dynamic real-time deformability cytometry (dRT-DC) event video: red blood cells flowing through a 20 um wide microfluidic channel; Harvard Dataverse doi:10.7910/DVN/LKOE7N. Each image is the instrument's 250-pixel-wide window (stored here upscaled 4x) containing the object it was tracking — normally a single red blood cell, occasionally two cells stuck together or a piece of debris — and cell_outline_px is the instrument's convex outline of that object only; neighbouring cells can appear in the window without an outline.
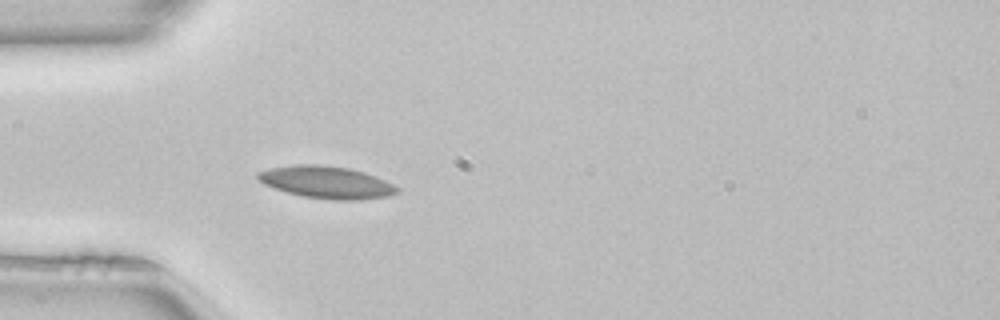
{"species": "common noctule bat (a hibernating species)", "species_latin": "Nyctalus noctula", "temperature_condition": "room temperature", "stored_images_in_passage": 37, "camera_frame_rate_fps": 3000, "um_per_image_px": 0.085, "animal": {"sex": "female", "body_mass_g": 22.7, "forearm_length_mm": 54.2}, "frame": {"image": 1, "passage_image": 1, "time_ms": 0.0, "image_size_px": [1000, 320], "cell_outline_px": [[400, 192], [388, 196], [360, 200], [336, 200], [304, 196], [288, 192], [264, 184], [256, 176], [256, 172], [272, 168], [296, 164], [320, 164], [348, 168], [364, 172], [376, 176], [400, 188]], "centroid_in_image_um": [27.79, 15.49], "position_along_channel_um": 57.2, "area_um2": 26.01}}
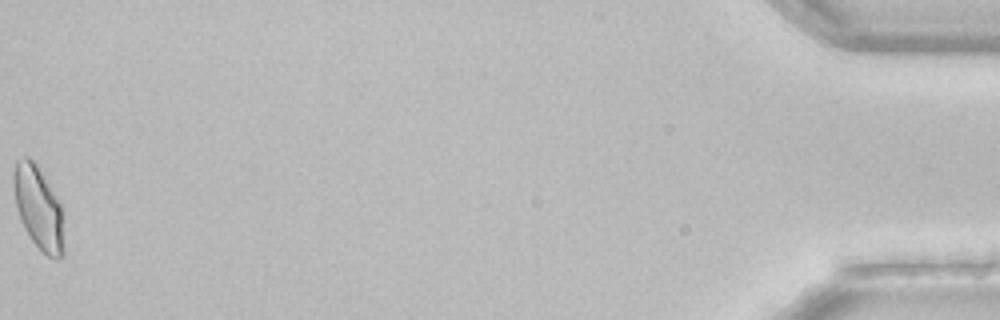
{"frame": {"image": 2, "passage_image": 37, "time_ms": 12.0, "image_size_px": [1000, 320], "cell_outline_px": [[64, 252], [56, 260], [48, 256], [32, 240], [24, 228], [20, 220], [16, 208], [12, 184], [12, 172], [16, 160], [24, 156], [28, 156], [40, 168], [60, 204], [64, 248]], "centroid_in_image_um": [3.22, 17.61], "position_along_channel_um": 432.0, "area_um2": 24.33}, "authors_computed_cell_mechanics": {"area_um2": 22.7732, "velocity_mm_per_s": 4.0212, "shape_relaxation_time_tau1_ms": null, "shape_relaxation_time_tau2_ms": 2.0372, "deformation_change_tau1": null, "deformation_change_tau2": 0.0561}}